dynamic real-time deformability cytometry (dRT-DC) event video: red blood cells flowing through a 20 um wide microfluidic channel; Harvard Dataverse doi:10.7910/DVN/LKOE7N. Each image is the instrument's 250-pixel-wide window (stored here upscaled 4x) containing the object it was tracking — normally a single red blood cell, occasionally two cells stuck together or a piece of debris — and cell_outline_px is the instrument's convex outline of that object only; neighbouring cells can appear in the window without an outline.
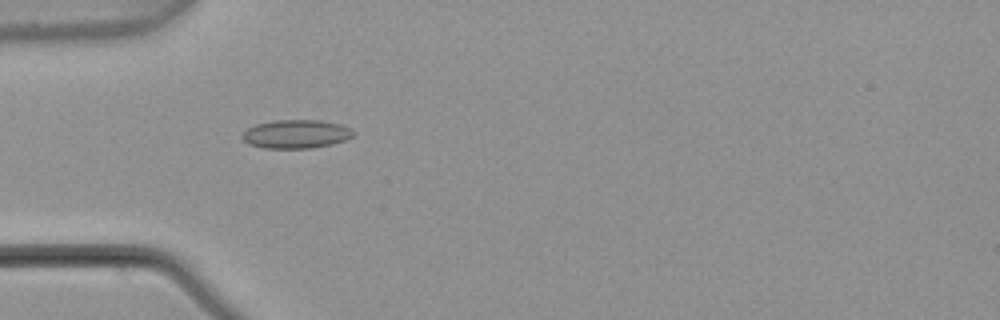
{"species": "common noctule bat (a hibernating species)", "species_latin": "Nyctalus noctula", "temperature_condition": "warm", "stored_images_in_passage": 6, "camera_frame_rate_fps": 3000, "um_per_image_px": 0.085, "animal": {"sex": "male", "body_mass_g": 21.5, "forearm_length_mm": 52.0}, "frame": {"image": 1, "passage_image": 5, "time_ms": 1.333, "image_size_px": [1000, 320], "cell_outline_px": [[356, 132], [352, 136], [344, 140], [332, 144], [312, 148], [264, 148], [248, 144], [240, 136], [248, 128], [256, 124], [276, 120], [320, 120], [340, 124], [352, 128]], "centroid_in_image_um": [25.18, 11.39], "position_along_channel_um": 59.8, "area_um2": 18.55}}
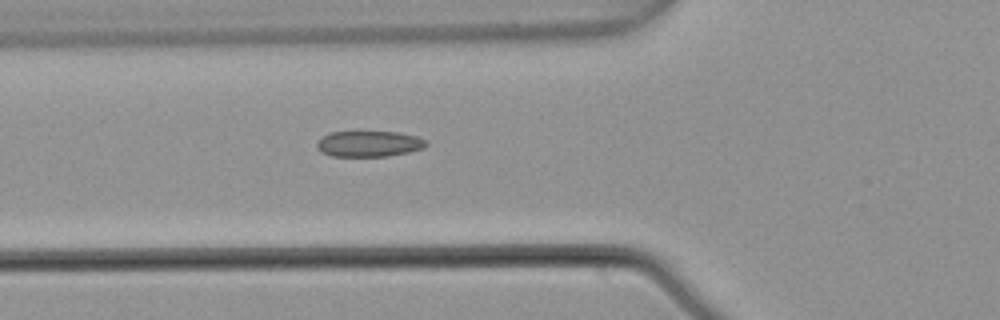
{"frame": {"image": 2, "passage_image": 6, "time_ms": 1.667, "image_size_px": [1000, 320], "cell_outline_px": [[428, 144], [424, 148], [408, 152], [388, 156], [332, 156], [320, 152], [316, 148], [316, 144], [324, 136], [332, 132], [400, 132], [416, 136], [428, 140]], "centroid_in_image_um": [31.4, 12.23], "position_along_channel_um": 94.4, "area_um2": 16.47}}